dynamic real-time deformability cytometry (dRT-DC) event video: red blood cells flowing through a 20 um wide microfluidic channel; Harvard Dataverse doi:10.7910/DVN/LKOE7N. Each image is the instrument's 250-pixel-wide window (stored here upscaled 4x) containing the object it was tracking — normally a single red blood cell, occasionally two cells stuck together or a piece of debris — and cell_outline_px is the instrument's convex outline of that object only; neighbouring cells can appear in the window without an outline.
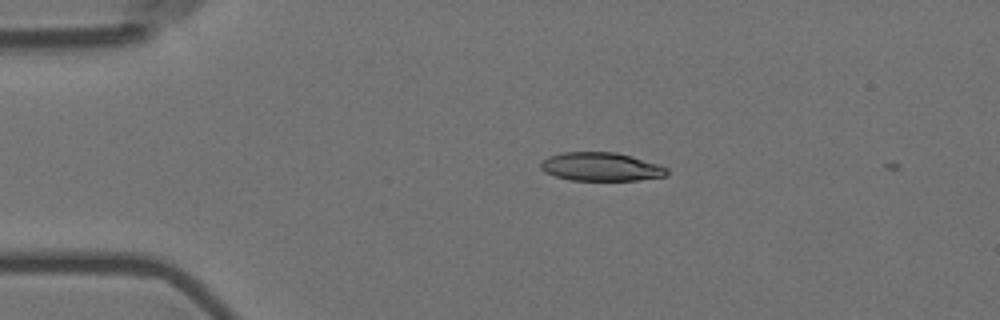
{"species": "Egyptian fruit bat (a non-hibernating species)", "species_latin": "Rousettus aegyptiacus", "temperature_condition": "room temperature", "stored_images_in_passage": 5, "camera_frame_rate_fps": 3000, "um_per_image_px": 0.085, "animal": {"sex": "female"}, "frame": {"image": 1, "passage_image": 4, "time_ms": 1.0, "image_size_px": [1000, 320], "cell_outline_px": [[668, 176], [636, 180], [568, 180], [544, 172], [540, 168], [540, 164], [548, 156], [564, 152], [616, 152], [660, 164], [668, 168]], "centroid_in_image_um": [51.1, 14.17], "position_along_channel_um": 33.9, "area_um2": 21.04}}